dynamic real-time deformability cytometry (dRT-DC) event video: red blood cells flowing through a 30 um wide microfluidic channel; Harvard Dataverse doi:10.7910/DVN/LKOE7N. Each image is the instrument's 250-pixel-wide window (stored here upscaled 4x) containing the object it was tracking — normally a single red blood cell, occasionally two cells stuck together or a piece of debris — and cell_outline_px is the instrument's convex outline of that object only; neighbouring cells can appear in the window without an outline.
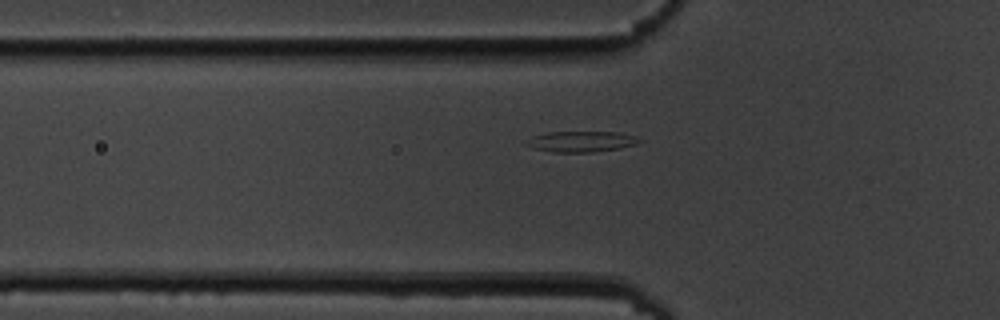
{"species": "common noctule bat (a hibernating species)", "species_latin": "Nyctalus noctula", "temperature_condition": "cold", "stored_images_in_passage": 46, "camera_frame_rate_fps": 3000, "um_per_image_px": 0.085, "animal": {"sex": "male", "body_mass_g": 19.5, "forearm_length_mm": 54.6}, "frame": {"image": 1, "passage_image": 9, "time_ms": 2.667, "image_size_px": [1000, 320], "cell_outline_px": [[644, 140], [636, 144], [620, 148], [592, 152], [552, 152], [532, 148], [524, 144], [524, 140], [532, 136], [548, 132], [620, 132], [636, 136]], "centroid_in_image_um": [49.38, 12.03], "position_along_channel_um": 76.4, "area_um2": 13.87}}
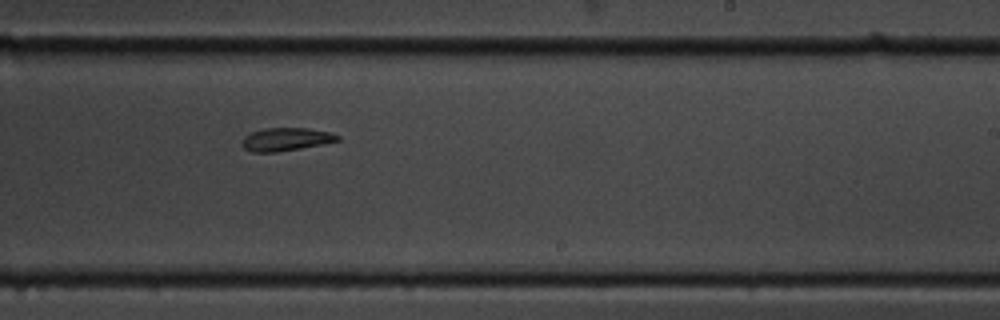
{"frame": {"image": 2, "passage_image": 25, "time_ms": 8.0, "image_size_px": [1000, 320], "cell_outline_px": [[340, 140], [324, 144], [276, 152], [252, 152], [244, 148], [244, 136], [252, 132], [264, 128], [308, 128], [332, 132], [340, 136]], "centroid_in_image_um": [24.36, 11.83], "position_along_channel_um": 264.6, "area_um2": 12.77}}
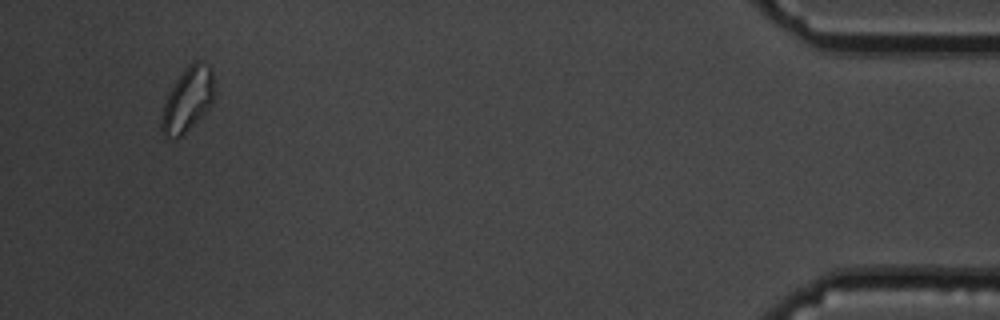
{"frame": {"image": 3, "passage_image": 44, "time_ms": 14.333, "image_size_px": [1000, 320], "cell_outline_px": [[216, 96], [212, 104], [184, 136], [176, 140], [164, 136], [160, 132], [160, 120], [164, 104], [168, 92], [172, 84], [188, 64], [192, 60], [200, 60], [208, 64], [212, 68], [216, 92]], "centroid_in_image_um": [15.96, 8.47], "position_along_channel_um": 419.2, "area_um2": 20.75}}